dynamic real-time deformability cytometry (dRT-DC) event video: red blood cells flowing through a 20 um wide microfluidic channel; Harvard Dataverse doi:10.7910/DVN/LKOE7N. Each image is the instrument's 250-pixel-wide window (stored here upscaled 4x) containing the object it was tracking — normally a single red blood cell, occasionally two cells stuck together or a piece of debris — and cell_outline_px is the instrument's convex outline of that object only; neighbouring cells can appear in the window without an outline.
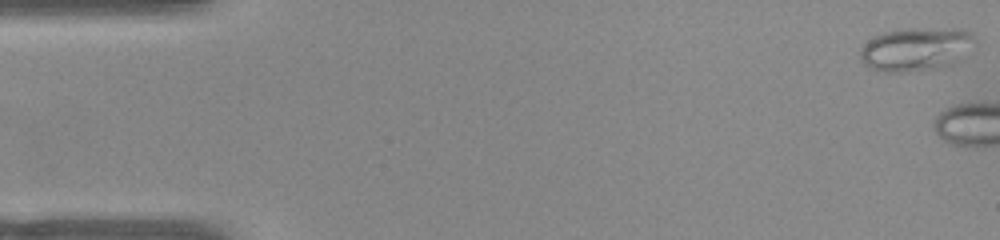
{"species": "common noctule bat (a hibernating species)", "species_latin": "Nyctalus noctula", "temperature_condition": "warm", "stored_images_in_passage": 4, "camera_frame_rate_fps": 3000, "um_per_image_px": 0.085, "animal": {"sex": "female", "body_mass_g": 22.0, "forearm_length_mm": 56.7}, "frame": {"image": 1, "passage_image": 1, "time_ms": 0.0, "image_size_px": [1000, 240], "cell_outline_px": [[976, 44], [960, 60], [952, 64], [936, 68], [900, 72], [884, 72], [868, 68], [860, 60], [860, 48], [868, 40], [884, 32], [904, 28], [964, 28], [972, 32], [976, 40]], "centroid_in_image_um": [77.89, 4.16], "position_along_channel_um": 7.1, "area_um2": 29.59}}